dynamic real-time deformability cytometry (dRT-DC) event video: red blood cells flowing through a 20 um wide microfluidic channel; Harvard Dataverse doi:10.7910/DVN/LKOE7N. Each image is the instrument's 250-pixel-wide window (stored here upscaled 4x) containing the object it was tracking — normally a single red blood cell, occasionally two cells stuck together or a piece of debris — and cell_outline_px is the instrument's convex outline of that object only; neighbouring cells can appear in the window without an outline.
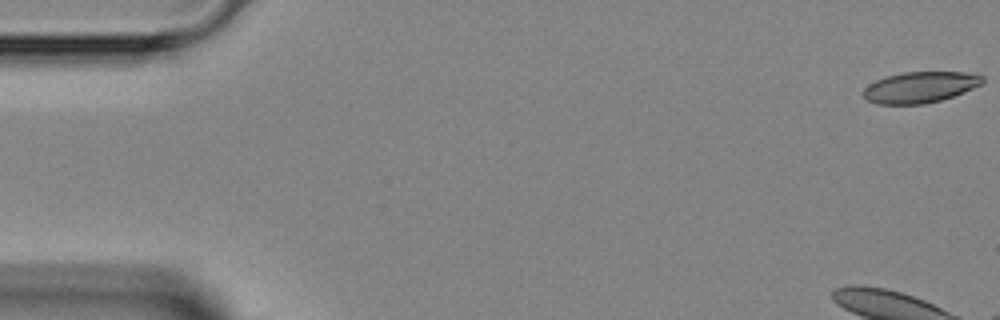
{"species": "Egyptian fruit bat (a non-hibernating species)", "species_latin": "Rousettus aegyptiacus", "temperature_condition": "room temperature", "stored_images_in_passage": 4, "camera_frame_rate_fps": 3000, "um_per_image_px": 0.085, "animal": {"sex": "female"}, "frame": {"image": 1, "passage_image": 1, "time_ms": 0.0, "image_size_px": [1000, 320], "cell_outline_px": [[984, 84], [964, 92], [940, 100], [924, 104], [876, 104], [868, 100], [864, 96], [864, 88], [868, 84], [876, 80], [888, 76], [904, 72], [964, 72], [984, 76]], "centroid_in_image_um": [78.23, 7.41], "position_along_channel_um": 6.8, "area_um2": 21.5}}